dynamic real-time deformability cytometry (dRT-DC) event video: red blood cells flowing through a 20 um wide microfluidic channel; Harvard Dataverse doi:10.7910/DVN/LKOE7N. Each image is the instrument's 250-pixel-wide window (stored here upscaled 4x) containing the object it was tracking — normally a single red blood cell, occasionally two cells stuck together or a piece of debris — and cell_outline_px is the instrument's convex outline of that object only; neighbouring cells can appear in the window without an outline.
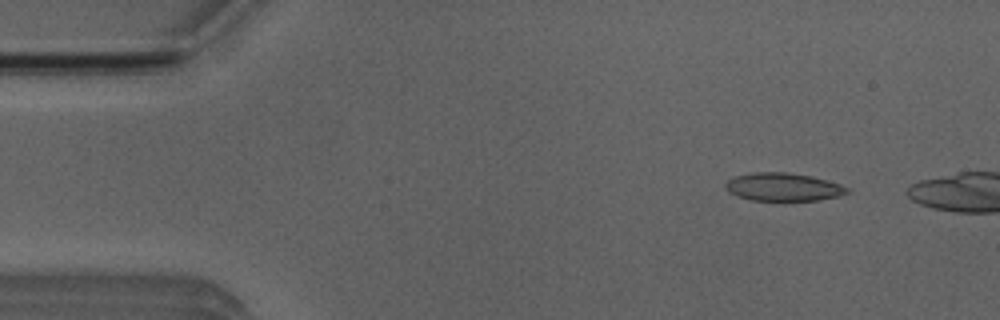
{"species": "Egyptian fruit bat (a non-hibernating species)", "species_latin": "Rousettus aegyptiacus", "temperature_condition": "room temperature", "stored_images_in_passage": 4, "camera_frame_rate_fps": 3000, "um_per_image_px": 0.085, "animal": {"sex": "male"}, "frame": {"image": 1, "passage_image": 1, "time_ms": 0.0, "image_size_px": [1000, 320], "cell_outline_px": [[848, 192], [836, 196], [816, 200], [752, 200], [736, 196], [728, 192], [724, 188], [724, 184], [728, 180], [736, 176], [752, 172], [784, 172], [812, 176], [840, 184], [848, 188]], "centroid_in_image_um": [66.5, 15.88], "position_along_channel_um": 18.5, "area_um2": 19.71}}